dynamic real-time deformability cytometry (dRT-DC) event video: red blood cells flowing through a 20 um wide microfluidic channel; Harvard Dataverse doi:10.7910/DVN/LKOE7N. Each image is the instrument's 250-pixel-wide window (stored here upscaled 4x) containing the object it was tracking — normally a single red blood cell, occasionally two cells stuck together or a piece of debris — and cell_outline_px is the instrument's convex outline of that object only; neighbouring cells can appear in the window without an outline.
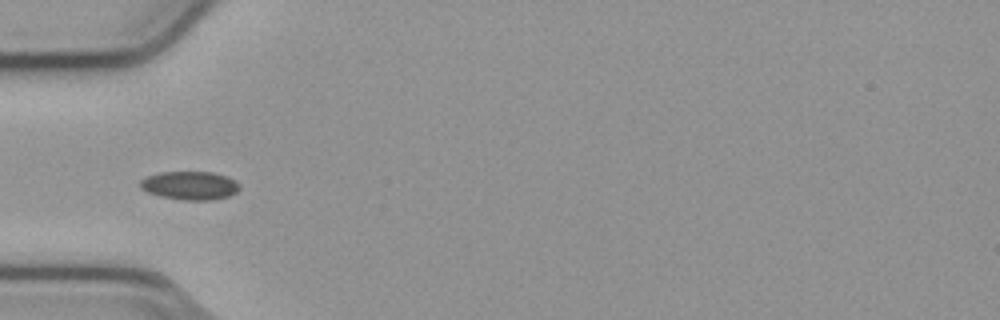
{"species": "common noctule bat (a hibernating species)", "species_latin": "Nyctalus noctula", "temperature_condition": "cold", "stored_images_in_passage": 12, "camera_frame_rate_fps": 3000, "um_per_image_px": 0.085, "animal": {"sex": "male", "body_mass_g": 23.1, "forearm_length_mm": 52.7}, "frame": {"image": 1, "passage_image": 1, "time_ms": 0.0, "image_size_px": [1000, 320], "cell_outline_px": [[240, 188], [236, 192], [228, 196], [212, 200], [184, 200], [160, 196], [148, 192], [140, 188], [140, 180], [148, 176], [160, 172], [212, 172], [228, 176], [236, 180], [240, 184]], "centroid_in_image_um": [16.17, 15.76], "position_along_channel_um": 68.8, "area_um2": 16.53}}
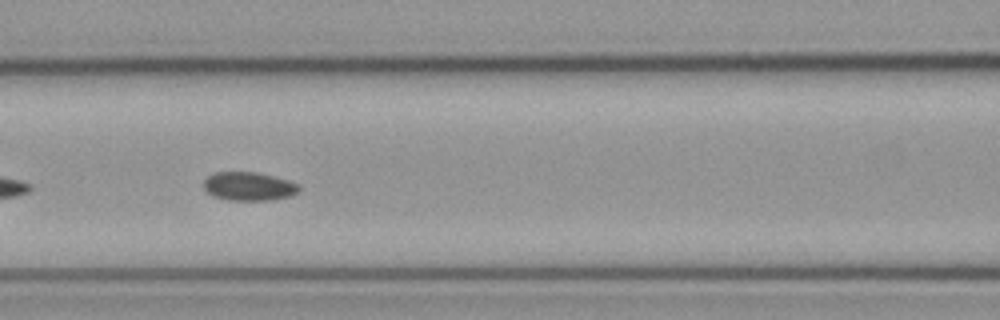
{"frame": {"image": 2, "passage_image": 7, "time_ms": 2.0, "image_size_px": [1000, 320], "cell_outline_px": [[300, 192], [292, 196], [272, 200], [228, 200], [212, 196], [204, 188], [204, 180], [212, 172], [256, 172], [288, 180], [296, 184], [300, 188]], "centroid_in_image_um": [21.15, 15.84], "position_along_channel_um": 145.5, "area_um2": 15.95}}
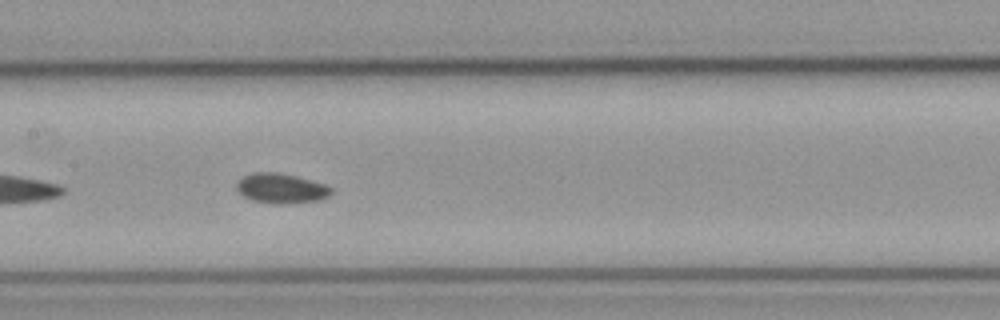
{"frame": {"image": 3, "passage_image": 10, "time_ms": 3.0, "image_size_px": [1000, 320], "cell_outline_px": [[332, 192], [328, 196], [320, 200], [280, 204], [272, 204], [252, 200], [244, 196], [236, 188], [236, 180], [252, 172], [276, 172], [296, 176], [312, 180], [324, 184], [332, 188]], "centroid_in_image_um": [23.87, 16.0], "position_along_channel_um": 183.5, "area_um2": 16.53}}